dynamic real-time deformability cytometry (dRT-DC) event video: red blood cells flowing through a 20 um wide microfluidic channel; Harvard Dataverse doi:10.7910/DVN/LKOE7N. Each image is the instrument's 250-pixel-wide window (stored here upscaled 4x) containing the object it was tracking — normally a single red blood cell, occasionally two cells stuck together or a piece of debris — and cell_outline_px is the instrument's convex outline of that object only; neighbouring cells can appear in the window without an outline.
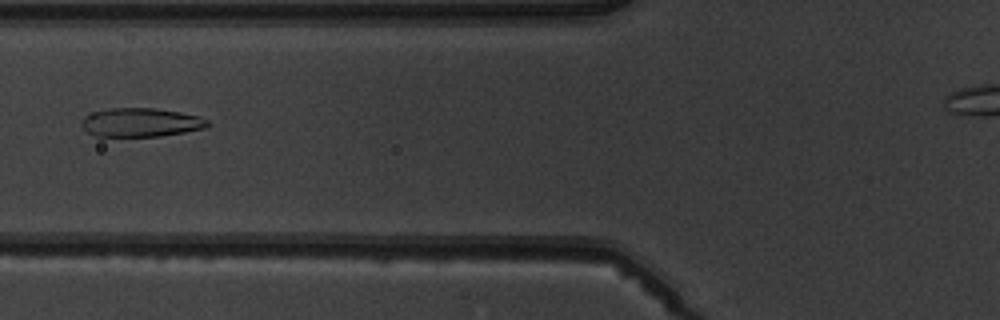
{"species": "common noctule bat (a hibernating species)", "species_latin": "Nyctalus noctula", "temperature_condition": "warm", "stored_images_in_passage": 4, "camera_frame_rate_fps": 3000, "um_per_image_px": 0.085, "animal": {"sex": "male", "body_mass_g": 19.5, "forearm_length_mm": 54.6}, "frame": {"image": 1, "passage_image": 4, "time_ms": 3.333, "image_size_px": [1000, 320], "cell_outline_px": [[212, 124], [208, 128], [160, 136], [96, 136], [88, 132], [80, 124], [84, 116], [88, 112], [108, 108], [156, 108], [180, 112], [196, 116], [208, 120]], "centroid_in_image_um": [11.96, 10.4], "position_along_channel_um": 113.8, "area_um2": 21.33}}